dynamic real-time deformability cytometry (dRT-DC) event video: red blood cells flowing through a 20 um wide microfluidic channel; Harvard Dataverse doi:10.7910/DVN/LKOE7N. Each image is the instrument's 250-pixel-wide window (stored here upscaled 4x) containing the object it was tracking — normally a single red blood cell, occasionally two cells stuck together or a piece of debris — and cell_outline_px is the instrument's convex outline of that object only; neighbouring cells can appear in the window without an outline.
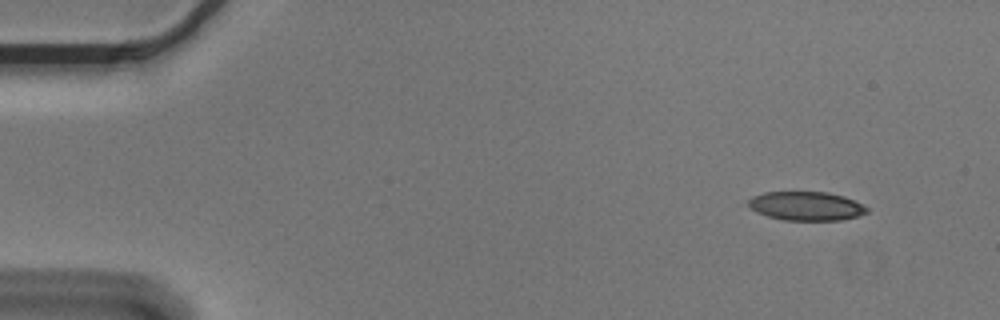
{"species": "Egyptian fruit bat (a non-hibernating species)", "species_latin": "Rousettus aegyptiacus", "temperature_condition": "cold", "stored_images_in_passage": 4, "camera_frame_rate_fps": 3000, "um_per_image_px": 0.085, "animal": {"sex": "male"}, "frame": {"image": 1, "passage_image": 1, "time_ms": 0.0, "image_size_px": [1000, 320], "cell_outline_px": [[868, 212], [856, 216], [840, 220], [784, 220], [768, 216], [756, 212], [748, 204], [748, 200], [752, 196], [764, 192], [828, 192], [844, 196], [868, 208]], "centroid_in_image_um": [68.5, 17.51], "position_along_channel_um": 16.5, "area_um2": 19.77}}
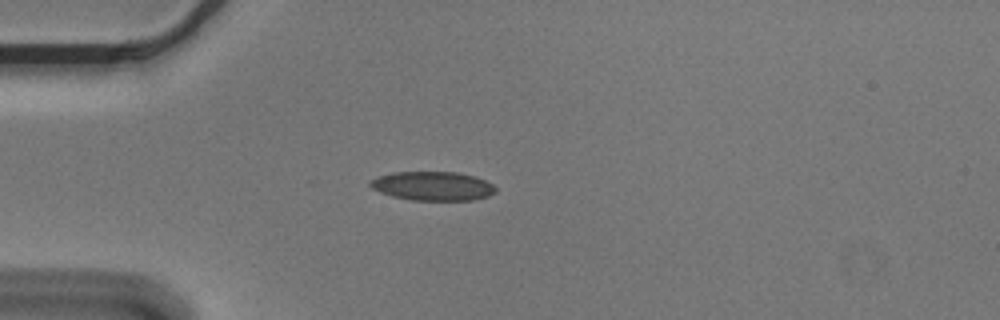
{"frame": {"image": 2, "passage_image": 4, "time_ms": 1.0, "image_size_px": [1000, 320], "cell_outline_px": [[496, 192], [488, 196], [476, 200], [412, 200], [392, 196], [380, 192], [372, 188], [368, 184], [368, 180], [392, 172], [456, 172], [472, 176], [484, 180], [492, 184], [496, 188]], "centroid_in_image_um": [36.76, 15.81], "position_along_channel_um": 48.2, "area_um2": 21.15}}